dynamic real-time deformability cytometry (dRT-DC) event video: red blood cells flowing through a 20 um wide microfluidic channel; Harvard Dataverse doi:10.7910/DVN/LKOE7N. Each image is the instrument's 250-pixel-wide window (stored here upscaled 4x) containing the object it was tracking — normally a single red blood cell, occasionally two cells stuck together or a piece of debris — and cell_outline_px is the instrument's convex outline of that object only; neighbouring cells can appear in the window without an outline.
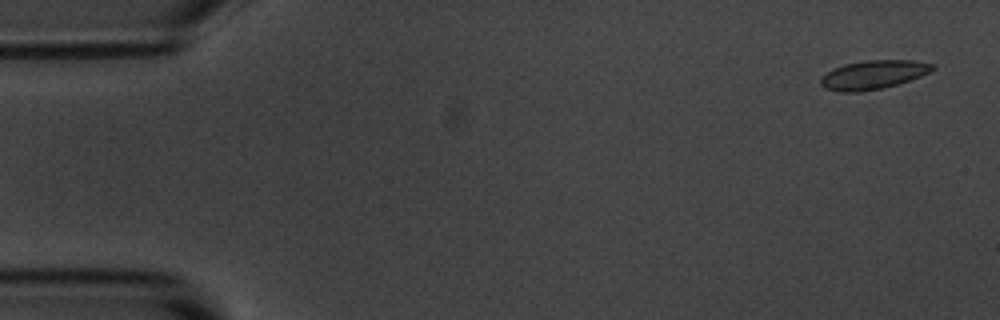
{"species": "common noctule bat (a hibernating species)", "species_latin": "Nyctalus noctula", "temperature_condition": "room temperature", "stored_images_in_passage": 5, "camera_frame_rate_fps": 3000, "um_per_image_px": 0.085, "animal": {"sex": "male", "body_mass_g": 20.1, "forearm_length_mm": 53.5}, "frame": {"image": 1, "passage_image": 1, "time_ms": 0.0, "image_size_px": [1000, 320], "cell_outline_px": [[936, 68], [920, 76], [884, 88], [856, 92], [840, 92], [824, 88], [820, 84], [820, 80], [828, 72], [844, 64], [868, 60], [912, 60], [936, 64]], "centroid_in_image_um": [74.24, 6.35], "position_along_channel_um": 10.8, "area_um2": 18.55}}
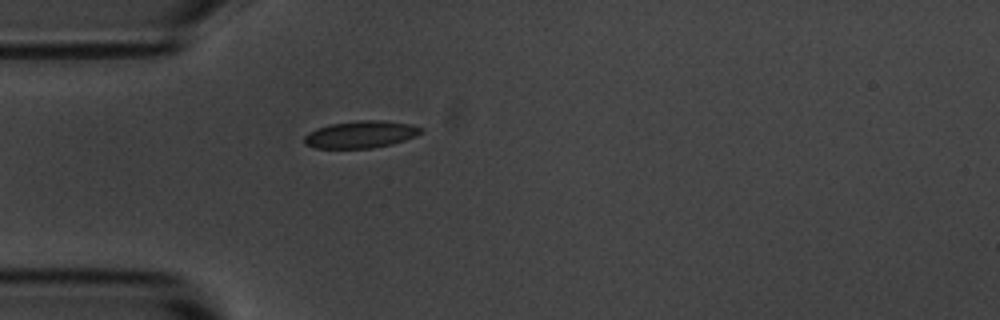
{"frame": {"image": 2, "passage_image": 5, "time_ms": 4.333, "image_size_px": [1000, 320], "cell_outline_px": [[424, 132], [416, 136], [392, 144], [372, 148], [316, 148], [304, 144], [304, 136], [308, 132], [316, 128], [328, 124], [356, 120], [384, 120], [412, 124], [424, 128]], "centroid_in_image_um": [30.68, 11.41], "position_along_channel_um": 54.3, "area_um2": 18.79}}